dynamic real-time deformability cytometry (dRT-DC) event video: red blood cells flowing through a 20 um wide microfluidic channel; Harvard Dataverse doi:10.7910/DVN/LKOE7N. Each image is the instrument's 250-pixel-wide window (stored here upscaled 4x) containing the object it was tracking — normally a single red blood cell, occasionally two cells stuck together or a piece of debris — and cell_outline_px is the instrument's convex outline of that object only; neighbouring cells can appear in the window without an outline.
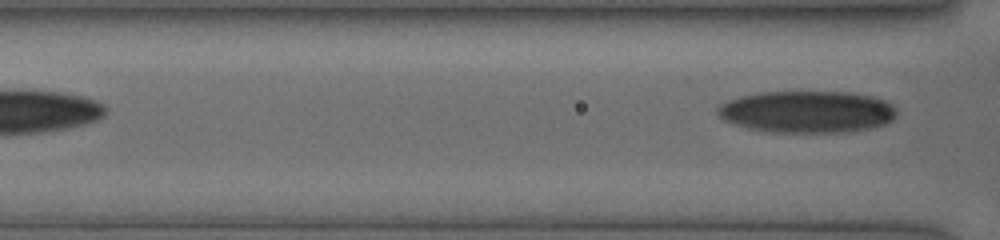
{"species": "human", "species_latin": "Homo sapiens", "temperature_condition": "cold", "stored_images_in_passage": 30, "segment_of_instrument_passage": [2, 2], "camera_frame_rate_fps": 3000, "um_per_image_px": 0.085, "donor": {"sex": "female"}, "frame": {"image": 1, "passage_image": 30, "time_ms": 7.667, "image_size_px": [1000, 240], "cell_outline_px": [[896, 116], [892, 120], [884, 124], [872, 128], [848, 132], [772, 132], [748, 128], [724, 120], [716, 112], [716, 108], [720, 104], [728, 100], [740, 96], [760, 92], [848, 92], [872, 96], [884, 100], [896, 108]], "centroid_in_image_um": [68.6, 9.5], "position_along_channel_um": 98.0, "area_um2": 43.81}}